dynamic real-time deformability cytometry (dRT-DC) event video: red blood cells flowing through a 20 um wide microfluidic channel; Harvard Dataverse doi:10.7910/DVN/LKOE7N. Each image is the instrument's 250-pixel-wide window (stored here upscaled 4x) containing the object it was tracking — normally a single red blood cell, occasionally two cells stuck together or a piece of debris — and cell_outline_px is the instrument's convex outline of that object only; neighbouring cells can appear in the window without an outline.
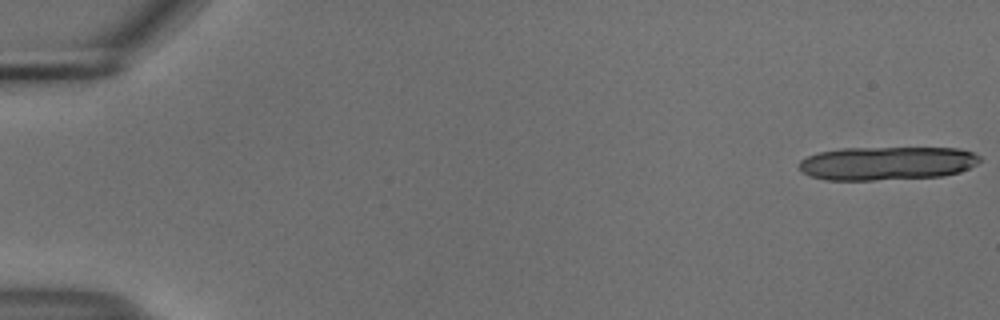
{"species": "common noctule bat (a hibernating species)", "species_latin": "Nyctalus noctula", "temperature_condition": "cold", "stored_images_in_passage": 16, "camera_frame_rate_fps": 3000, "um_per_image_px": 0.085, "animal": {"sex": "male", "body_mass_g": 18.8}, "frame": {"image": 1, "passage_image": 1, "time_ms": 0.0, "image_size_px": [1000, 320], "cell_outline_px": [[980, 160], [976, 164], [960, 172], [940, 176], [872, 180], [824, 180], [800, 172], [800, 160], [816, 152], [840, 148], [960, 148], [972, 152], [980, 156]], "centroid_in_image_um": [75.36, 13.87], "position_along_channel_um": 9.6, "area_um2": 35.37}}